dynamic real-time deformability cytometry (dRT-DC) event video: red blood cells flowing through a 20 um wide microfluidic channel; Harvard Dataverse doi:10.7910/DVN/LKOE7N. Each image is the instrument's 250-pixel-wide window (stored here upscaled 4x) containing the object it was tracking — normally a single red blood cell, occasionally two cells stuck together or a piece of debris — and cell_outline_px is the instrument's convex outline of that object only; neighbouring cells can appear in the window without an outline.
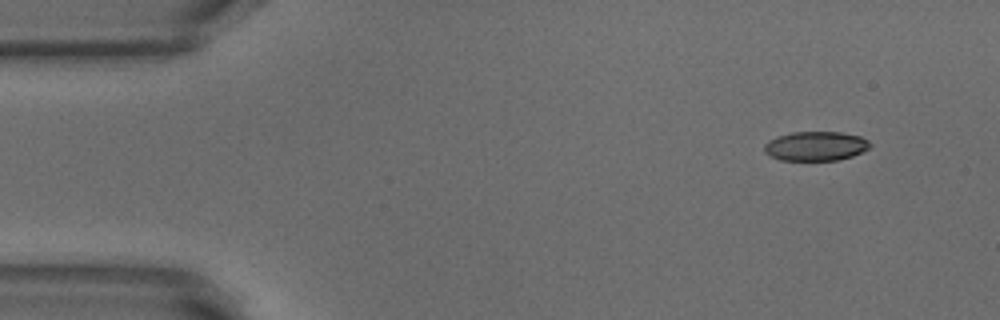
{"species": "common noctule bat (a hibernating species)", "species_latin": "Nyctalus noctula", "temperature_condition": "warm", "stored_images_in_passage": 22, "camera_frame_rate_fps": 3000, "um_per_image_px": 0.085, "animal": {"sex": "male", "body_mass_g": 18.8}, "frame": {"image": 1, "passage_image": 1, "time_ms": 0.0, "image_size_px": [1000, 320], "cell_outline_px": [[872, 144], [868, 148], [852, 156], [836, 160], [780, 160], [764, 152], [764, 144], [768, 140], [776, 136], [792, 132], [840, 132], [860, 136], [868, 140]], "centroid_in_image_um": [69.31, 12.41], "position_along_channel_um": 15.7, "area_um2": 18.03}}
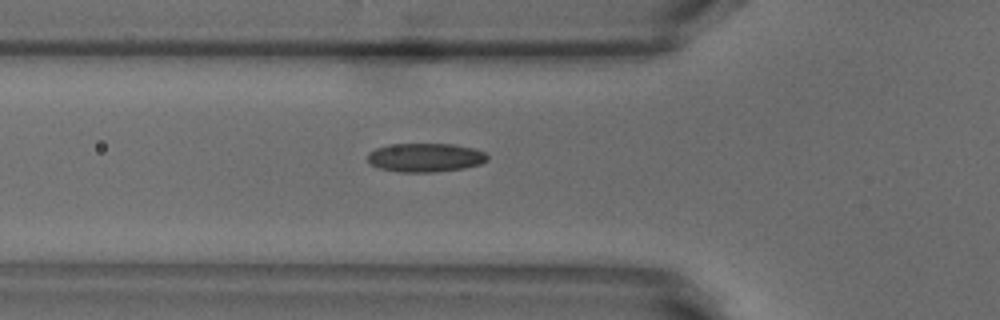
{"frame": {"image": 2, "passage_image": 14, "time_ms": 4.333, "image_size_px": [1000, 320], "cell_outline_px": [[488, 160], [480, 164], [460, 168], [432, 172], [400, 172], [380, 168], [372, 164], [368, 160], [368, 152], [376, 148], [388, 144], [452, 144], [472, 148], [484, 152], [488, 156]], "centroid_in_image_um": [36.13, 13.38], "position_along_channel_um": 89.7, "area_um2": 19.88}}
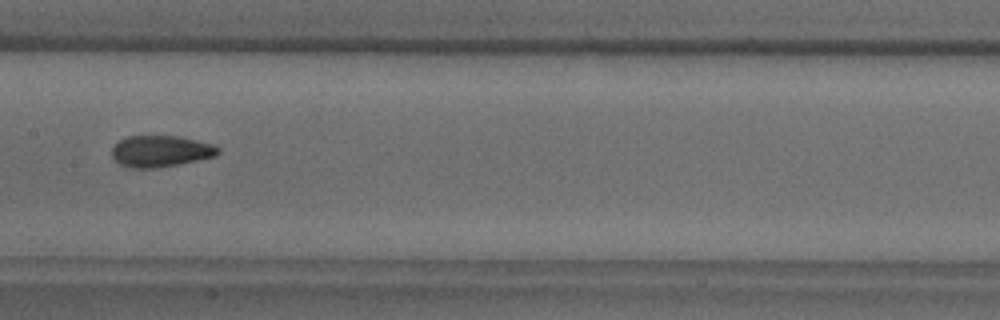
{"frame": {"image": 3, "passage_image": 22, "time_ms": 7.0, "image_size_px": [1000, 320], "cell_outline_px": [[220, 152], [216, 156], [156, 168], [128, 168], [120, 164], [112, 156], [112, 148], [120, 140], [128, 136], [180, 136], [212, 144], [220, 148]], "centroid_in_image_um": [13.65, 12.85], "position_along_channel_um": 193.7, "area_um2": 19.31}}